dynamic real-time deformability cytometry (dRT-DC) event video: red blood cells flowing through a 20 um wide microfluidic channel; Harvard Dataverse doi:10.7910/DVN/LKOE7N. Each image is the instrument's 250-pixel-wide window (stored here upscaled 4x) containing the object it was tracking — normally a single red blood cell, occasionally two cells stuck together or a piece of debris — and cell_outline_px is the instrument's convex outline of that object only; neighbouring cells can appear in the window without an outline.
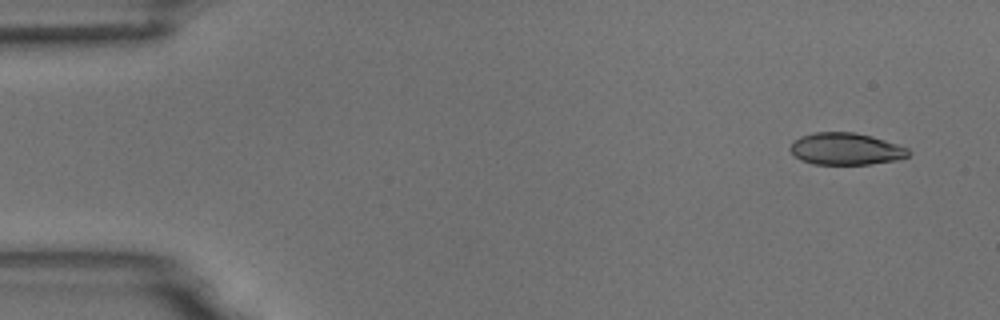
{"species": "common noctule bat (a hibernating species)", "species_latin": "Nyctalus noctula", "temperature_condition": "room temperature", "stored_images_in_passage": 5, "segment_of_instrument_passage": [2, 2], "camera_frame_rate_fps": 3000, "um_per_image_px": 0.085, "animal": {"sex": "male", "body_mass_g": 18.8}, "frame": {"image": 1, "passage_image": 5, "time_ms": 5.667, "image_size_px": [1000, 320], "cell_outline_px": [[912, 152], [908, 156], [900, 160], [872, 164], [816, 164], [800, 160], [788, 148], [792, 140], [800, 136], [816, 132], [856, 132], [872, 136], [908, 148]], "centroid_in_image_um": [71.9, 12.65], "position_along_channel_um": 13.1, "area_um2": 22.25}}